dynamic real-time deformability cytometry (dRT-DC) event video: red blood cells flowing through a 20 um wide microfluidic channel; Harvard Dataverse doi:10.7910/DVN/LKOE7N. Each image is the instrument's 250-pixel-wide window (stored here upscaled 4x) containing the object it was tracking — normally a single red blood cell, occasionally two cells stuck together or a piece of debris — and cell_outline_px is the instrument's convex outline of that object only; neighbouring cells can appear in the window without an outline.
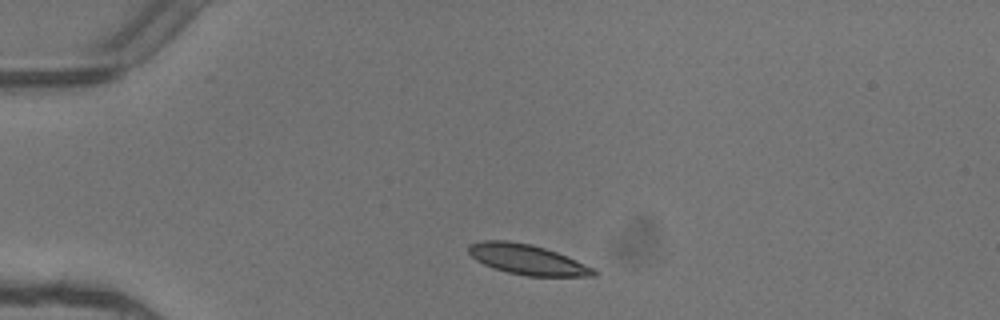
{"species": "common noctule bat (a hibernating species)", "species_latin": "Nyctalus noctula", "temperature_condition": "warm", "stored_images_in_passage": 1, "camera_frame_rate_fps": 3000, "um_per_image_px": 0.085, "animal": {"sex": "female"}, "frame": {"image": 1, "passage_image": 1, "time_ms": 0.0, "image_size_px": [1000, 320], "cell_outline_px": [[600, 272], [596, 276], [528, 276], [508, 272], [484, 264], [476, 260], [468, 252], [468, 244], [484, 240], [508, 240], [532, 244], [556, 252], [584, 264]], "centroid_in_image_um": [44.8, 22.05], "position_along_channel_um": 40.2, "area_um2": 21.79}}